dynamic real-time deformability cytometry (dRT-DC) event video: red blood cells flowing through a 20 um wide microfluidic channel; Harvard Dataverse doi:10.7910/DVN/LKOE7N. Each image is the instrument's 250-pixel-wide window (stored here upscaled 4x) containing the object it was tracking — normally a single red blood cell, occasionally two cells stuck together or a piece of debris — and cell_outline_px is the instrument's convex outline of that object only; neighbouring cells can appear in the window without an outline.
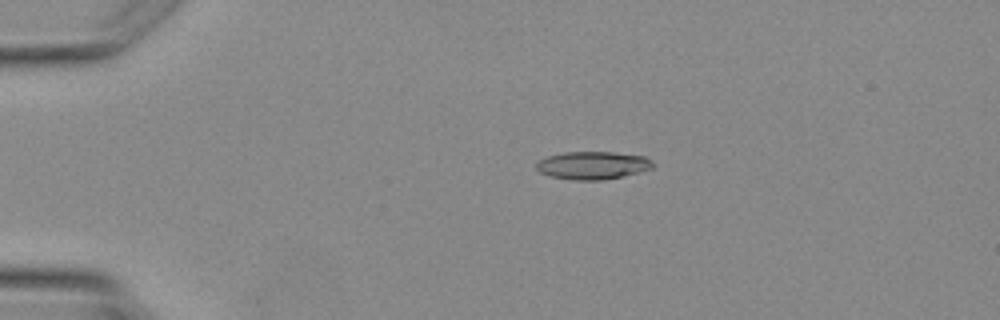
{"species": "Egyptian fruit bat (a non-hibernating species)", "species_latin": "Rousettus aegyptiacus", "temperature_condition": "warm", "stored_images_in_passage": 5, "camera_frame_rate_fps": 3000, "um_per_image_px": 0.085, "animal": {"sex": "female"}, "frame": {"image": 1, "passage_image": 3, "time_ms": 2.333, "image_size_px": [1000, 320], "cell_outline_px": [[656, 164], [652, 168], [604, 180], [576, 180], [552, 176], [540, 172], [536, 168], [536, 164], [540, 160], [548, 156], [564, 152], [612, 152], [644, 156], [652, 160]], "centroid_in_image_um": [50.39, 14.04], "position_along_channel_um": 34.6, "area_um2": 18.67}}